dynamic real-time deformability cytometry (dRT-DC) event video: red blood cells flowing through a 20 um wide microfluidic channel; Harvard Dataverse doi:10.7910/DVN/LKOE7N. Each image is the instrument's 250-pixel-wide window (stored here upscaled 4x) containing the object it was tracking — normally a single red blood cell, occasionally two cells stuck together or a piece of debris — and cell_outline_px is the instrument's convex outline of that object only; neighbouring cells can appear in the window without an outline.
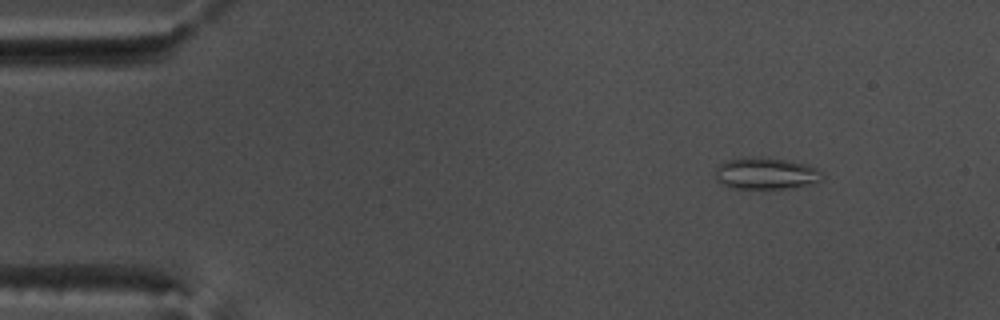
{"species": "common noctule bat (a hibernating species)", "species_latin": "Nyctalus noctula", "temperature_condition": "warm", "stored_images_in_passage": 56, "camera_frame_rate_fps": 3000, "um_per_image_px": 0.085, "animal": {"sex": "male", "body_mass_g": 17.5, "forearm_length_mm": 52.3}, "frame": {"image": 1, "passage_image": 7, "time_ms": 2.0, "image_size_px": [1000, 320], "cell_outline_px": [[824, 176], [816, 184], [796, 188], [760, 192], [732, 188], [716, 180], [716, 168], [720, 164], [728, 160], [760, 156], [788, 160], [808, 164], [816, 168]], "centroid_in_image_um": [65.15, 14.81], "position_along_channel_um": 19.8, "area_um2": 20.81}}
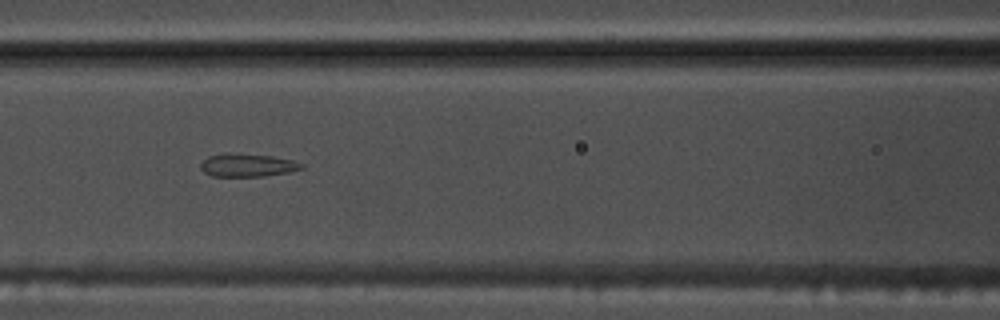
{"frame": {"image": 2, "passage_image": 24, "time_ms": 7.667, "image_size_px": [1000, 320], "cell_outline_px": [[304, 168], [288, 172], [264, 176], [212, 176], [204, 172], [200, 168], [200, 164], [208, 156], [228, 152], [272, 156], [292, 160], [304, 164]], "centroid_in_image_um": [21.02, 14.03], "position_along_channel_um": 145.6, "area_um2": 13.58}}
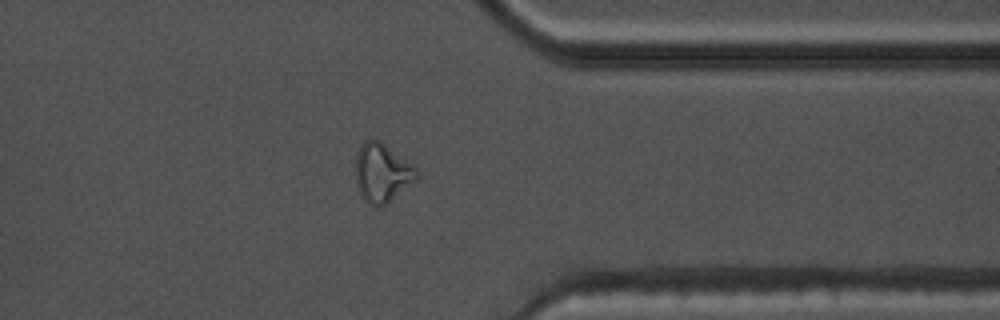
{"frame": {"image": 3, "passage_image": 43, "time_ms": 14.0, "image_size_px": [1000, 320], "cell_outline_px": [[420, 176], [416, 180], [384, 204], [376, 208], [364, 200], [360, 196], [356, 184], [356, 152], [360, 144], [364, 140], [380, 140], [412, 164], [416, 168]], "centroid_in_image_um": [32.45, 14.67], "position_along_channel_um": 378.9, "area_um2": 20.87}, "authors_computed_cell_mechanics": {"area_um2": 18.5538, "velocity_mm_per_s": 3.7963, "shape_relaxation_time_tau1_ms": null, "shape_relaxation_time_tau2_ms": 1.6139, "deformation_change_tau1": null, "deformation_change_tau2": 0.1127}}